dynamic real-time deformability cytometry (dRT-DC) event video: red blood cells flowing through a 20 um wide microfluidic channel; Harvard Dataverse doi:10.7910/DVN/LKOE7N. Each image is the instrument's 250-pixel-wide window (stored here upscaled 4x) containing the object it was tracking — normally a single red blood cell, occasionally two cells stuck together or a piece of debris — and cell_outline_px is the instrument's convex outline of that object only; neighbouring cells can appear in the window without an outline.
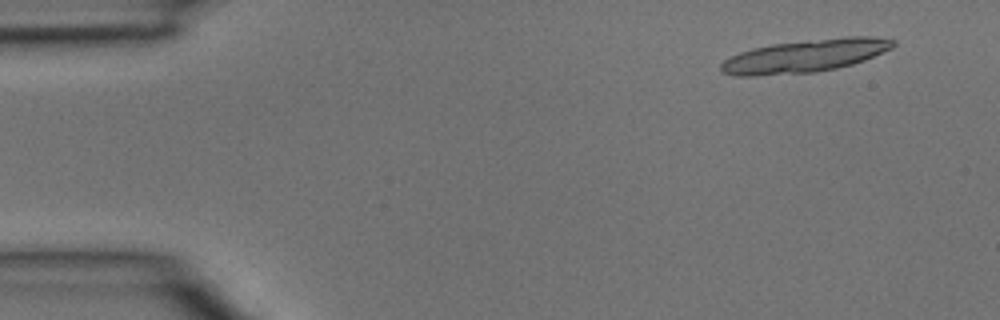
{"species": "common noctule bat (a hibernating species)", "species_latin": "Nyctalus noctula", "temperature_condition": "room temperature", "stored_images_in_passage": 4, "segment_of_instrument_passage": [2, 2], "camera_frame_rate_fps": 3000, "um_per_image_px": 0.085, "animal": {"sex": "male", "body_mass_g": 15.6}, "frame": {"image": 1, "passage_image": 4, "time_ms": 1.0, "image_size_px": [1000, 320], "cell_outline_px": [[896, 44], [892, 48], [864, 60], [852, 64], [836, 68], [816, 72], [756, 76], [736, 76], [720, 72], [720, 64], [724, 60], [740, 52], [752, 48], [772, 44], [844, 36], [872, 36], [896, 40]], "centroid_in_image_um": [68.42, 4.75], "position_along_channel_um": 16.6, "area_um2": 33.06}}